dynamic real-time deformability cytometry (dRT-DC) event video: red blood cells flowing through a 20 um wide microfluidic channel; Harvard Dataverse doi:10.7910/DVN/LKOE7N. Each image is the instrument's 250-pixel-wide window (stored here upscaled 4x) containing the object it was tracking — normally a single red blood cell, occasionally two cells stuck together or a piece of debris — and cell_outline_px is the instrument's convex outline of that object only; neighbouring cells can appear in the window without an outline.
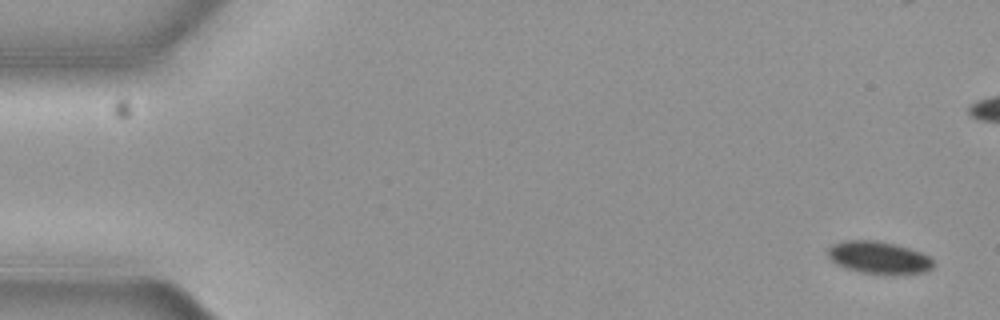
{"species": "common noctule bat (a hibernating species)", "species_latin": "Nyctalus noctula", "temperature_condition": "cold", "stored_images_in_passage": 5, "camera_frame_rate_fps": 3000, "um_per_image_px": 0.085, "animal": {"sex": "female", "body_mass_g": 19.3, "forearm_length_mm": 54.1}, "frame": {"image": 1, "passage_image": 1, "time_ms": 0.0, "image_size_px": [1000, 320], "cell_outline_px": [[936, 264], [932, 268], [924, 272], [860, 272], [844, 268], [836, 264], [828, 256], [828, 248], [832, 244], [844, 240], [876, 240], [908, 248], [920, 252], [928, 256]], "centroid_in_image_um": [74.64, 21.86], "position_along_channel_um": 10.4, "area_um2": 19.31}}